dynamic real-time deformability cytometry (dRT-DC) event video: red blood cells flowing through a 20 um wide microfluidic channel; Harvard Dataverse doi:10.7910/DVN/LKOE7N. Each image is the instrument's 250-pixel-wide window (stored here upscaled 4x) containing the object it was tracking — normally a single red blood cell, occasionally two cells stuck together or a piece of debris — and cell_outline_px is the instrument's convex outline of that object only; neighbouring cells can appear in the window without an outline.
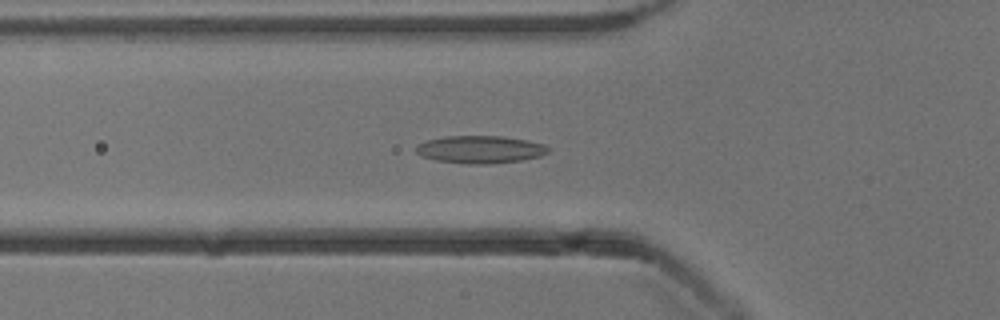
{"species": "common noctule bat (a hibernating species)", "species_latin": "Nyctalus noctula", "temperature_condition": "cold", "stored_images_in_passage": 53, "camera_frame_rate_fps": 3000, "um_per_image_px": 0.085, "animal": {"sex": "male", "body_mass_g": 13.3}, "frame": {"image": 1, "passage_image": 19, "time_ms": 6.0, "image_size_px": [1000, 320], "cell_outline_px": [[548, 152], [540, 156], [520, 160], [488, 164], [468, 164], [436, 160], [424, 156], [416, 152], [416, 144], [428, 140], [444, 136], [504, 136], [544, 144], [548, 148]], "centroid_in_image_um": [40.79, 12.7], "position_along_channel_um": 85.0, "area_um2": 21.04}}
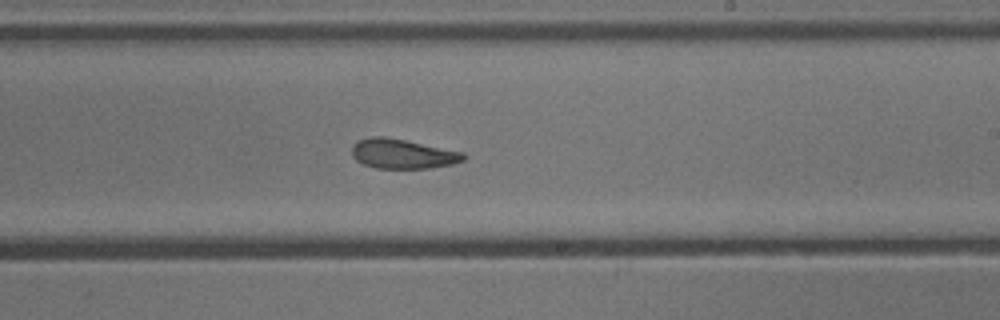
{"frame": {"image": 2, "passage_image": 32, "time_ms": 10.333, "image_size_px": [1000, 320], "cell_outline_px": [[468, 156], [464, 160], [452, 164], [428, 168], [376, 168], [364, 164], [356, 160], [352, 156], [352, 144], [360, 140], [372, 136], [384, 136], [464, 152]], "centroid_in_image_um": [34.23, 13.07], "position_along_channel_um": 254.8, "area_um2": 19.19}}
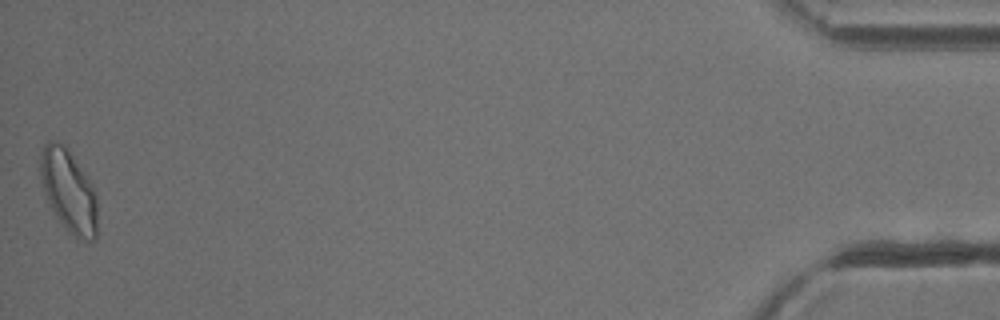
{"frame": {"image": 3, "passage_image": 53, "time_ms": 17.333, "image_size_px": [1000, 320], "cell_outline_px": [[96, 240], [88, 244], [80, 240], [68, 232], [56, 216], [48, 200], [40, 176], [40, 152], [44, 144], [48, 140], [52, 140], [64, 144], [68, 148], [88, 176], [92, 184], [96, 196]], "centroid_in_image_um": [5.85, 16.23], "position_along_channel_um": 429.3, "area_um2": 27.69}, "authors_computed_cell_mechanics": {"area_um2": 20.1722, "velocity_mm_per_s": 3.8956, "shape_relaxation_time_tau1_ms": 8.6081, "shape_relaxation_time_tau2_ms": 2.2295, "deformation_change_tau1": 0.1514, "deformation_change_tau2": 0.088}}